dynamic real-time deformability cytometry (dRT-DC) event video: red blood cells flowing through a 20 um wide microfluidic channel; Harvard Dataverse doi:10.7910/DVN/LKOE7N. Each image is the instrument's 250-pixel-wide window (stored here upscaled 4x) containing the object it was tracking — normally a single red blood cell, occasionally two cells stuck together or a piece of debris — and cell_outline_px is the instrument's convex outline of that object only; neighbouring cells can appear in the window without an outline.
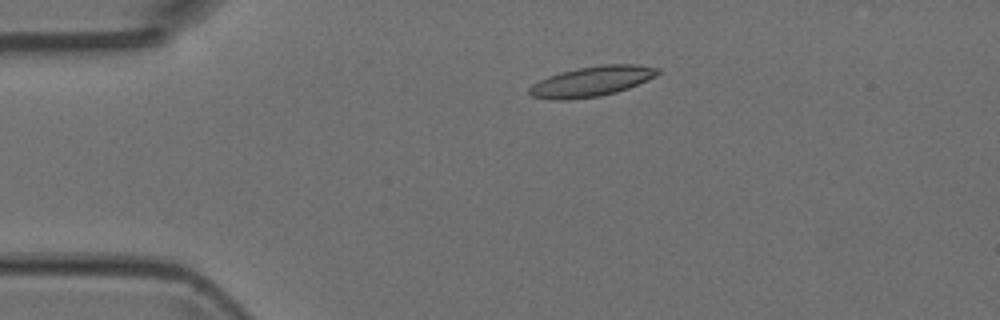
{"species": "Egyptian fruit bat (a non-hibernating species)", "species_latin": "Rousettus aegyptiacus", "temperature_condition": "room temperature", "stored_images_in_passage": 4, "camera_frame_rate_fps": 3000, "um_per_image_px": 0.085, "animal": {"sex": "female"}, "frame": {"image": 1, "passage_image": 3, "time_ms": 0.667, "image_size_px": [1000, 320], "cell_outline_px": [[660, 72], [656, 76], [628, 88], [616, 92], [600, 96], [568, 100], [552, 100], [532, 96], [528, 92], [528, 88], [532, 84], [548, 76], [560, 72], [580, 68], [604, 64], [636, 64], [660, 68]], "centroid_in_image_um": [50.29, 6.92], "position_along_channel_um": 34.7, "area_um2": 22.54}}